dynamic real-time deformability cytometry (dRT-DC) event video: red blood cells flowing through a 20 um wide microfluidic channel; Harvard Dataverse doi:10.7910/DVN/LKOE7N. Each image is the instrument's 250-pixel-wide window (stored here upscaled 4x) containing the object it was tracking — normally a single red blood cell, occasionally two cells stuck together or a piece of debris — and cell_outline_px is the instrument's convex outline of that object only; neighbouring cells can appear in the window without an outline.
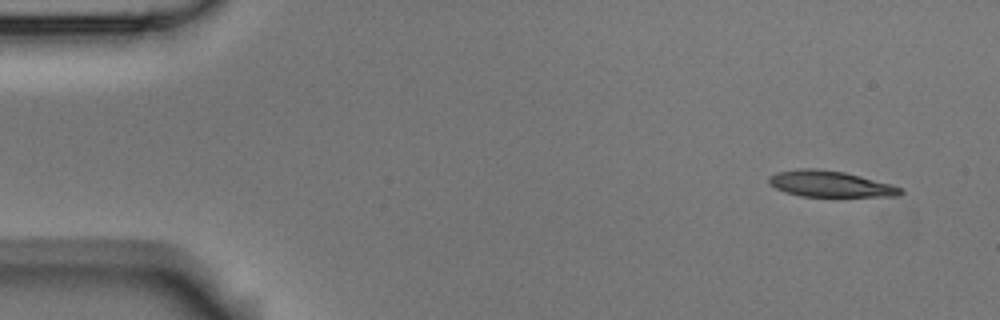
{"species": "Egyptian fruit bat (a non-hibernating species)", "species_latin": "Rousettus aegyptiacus", "temperature_condition": "room temperature", "stored_images_in_passage": 14, "camera_frame_rate_fps": 3000, "um_per_image_px": 0.085, "animal": {"sex": "male"}, "frame": {"image": 1, "passage_image": 1, "time_ms": 0.0, "image_size_px": [1000, 320], "cell_outline_px": [[904, 192], [900, 196], [800, 196], [776, 188], [768, 184], [768, 176], [776, 172], [800, 168], [816, 168], [844, 172], [892, 184], [904, 188]], "centroid_in_image_um": [70.57, 15.62], "position_along_channel_um": 14.4, "area_um2": 20.06}}
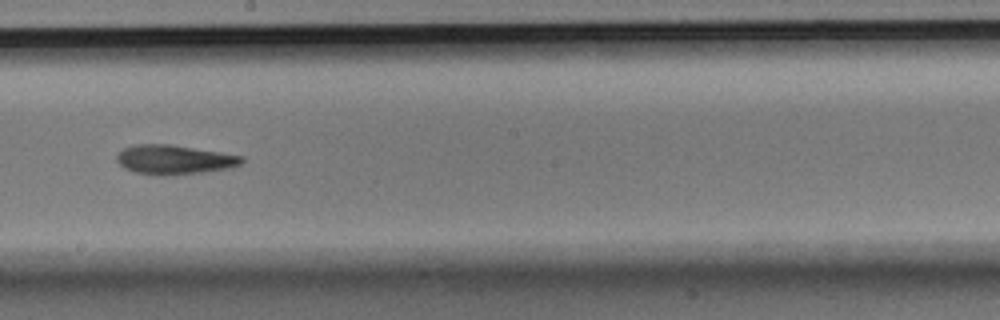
{"frame": {"image": 2, "passage_image": 8, "time_ms": 9.0, "image_size_px": [1000, 320], "cell_outline_px": [[244, 160], [240, 164], [232, 168], [204, 172], [168, 176], [156, 176], [136, 172], [124, 168], [116, 160], [116, 156], [124, 148], [136, 144], [168, 144], [220, 152], [244, 156]], "centroid_in_image_um": [14.82, 13.58], "position_along_channel_um": 233.4, "area_um2": 21.5}}
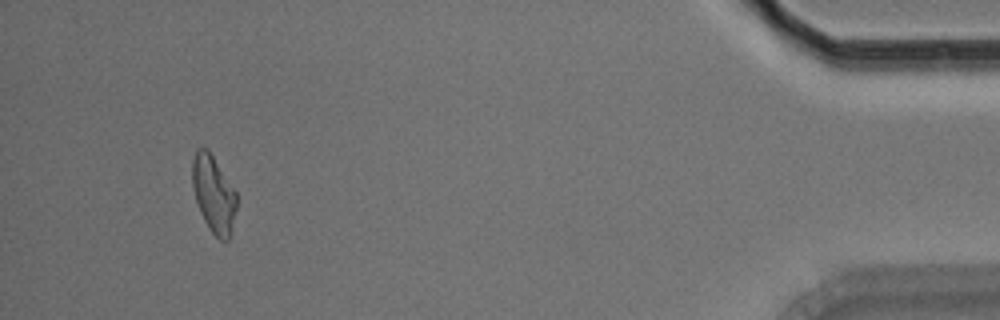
{"frame": {"image": 3, "passage_image": 13, "time_ms": 16.0, "image_size_px": [1000, 320], "cell_outline_px": [[236, 208], [232, 232], [228, 240], [220, 240], [208, 228], [200, 212], [196, 200], [192, 184], [192, 160], [196, 148], [208, 148], [236, 192]], "centroid_in_image_um": [18.15, 16.49], "position_along_channel_um": 417.1, "area_um2": 19.88}, "authors_computed_cell_mechanics": {"area_um2": 20.6635, "velocity_mm_per_s": 3.6265, "shape_relaxation_time_tau1_ms": 5.2276, "shape_relaxation_time_tau2_ms": 9.9302, "deformation_change_tau1": 0.1448, "deformation_change_tau2": 0.2133}}